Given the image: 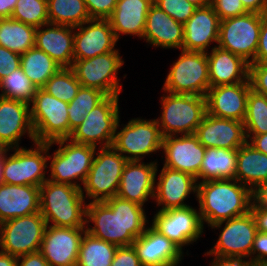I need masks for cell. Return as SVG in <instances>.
Listing matches in <instances>:
<instances>
[{"label": "cell", "mask_w": 267, "mask_h": 266, "mask_svg": "<svg viewBox=\"0 0 267 266\" xmlns=\"http://www.w3.org/2000/svg\"><path fill=\"white\" fill-rule=\"evenodd\" d=\"M157 163V161L147 164L142 161H127L116 196L144 207L148 198H154Z\"/></svg>", "instance_id": "20"}, {"label": "cell", "mask_w": 267, "mask_h": 266, "mask_svg": "<svg viewBox=\"0 0 267 266\" xmlns=\"http://www.w3.org/2000/svg\"><path fill=\"white\" fill-rule=\"evenodd\" d=\"M111 266H142L133 245L118 247Z\"/></svg>", "instance_id": "48"}, {"label": "cell", "mask_w": 267, "mask_h": 266, "mask_svg": "<svg viewBox=\"0 0 267 266\" xmlns=\"http://www.w3.org/2000/svg\"><path fill=\"white\" fill-rule=\"evenodd\" d=\"M247 142L256 150L267 155V133L259 135H246Z\"/></svg>", "instance_id": "54"}, {"label": "cell", "mask_w": 267, "mask_h": 266, "mask_svg": "<svg viewBox=\"0 0 267 266\" xmlns=\"http://www.w3.org/2000/svg\"><path fill=\"white\" fill-rule=\"evenodd\" d=\"M50 24L77 27L90 20L84 0H47Z\"/></svg>", "instance_id": "36"}, {"label": "cell", "mask_w": 267, "mask_h": 266, "mask_svg": "<svg viewBox=\"0 0 267 266\" xmlns=\"http://www.w3.org/2000/svg\"><path fill=\"white\" fill-rule=\"evenodd\" d=\"M21 55L0 46V81L20 67Z\"/></svg>", "instance_id": "47"}, {"label": "cell", "mask_w": 267, "mask_h": 266, "mask_svg": "<svg viewBox=\"0 0 267 266\" xmlns=\"http://www.w3.org/2000/svg\"><path fill=\"white\" fill-rule=\"evenodd\" d=\"M220 18L211 5L197 8L184 23L182 50L208 52L211 43L219 40Z\"/></svg>", "instance_id": "26"}, {"label": "cell", "mask_w": 267, "mask_h": 266, "mask_svg": "<svg viewBox=\"0 0 267 266\" xmlns=\"http://www.w3.org/2000/svg\"><path fill=\"white\" fill-rule=\"evenodd\" d=\"M20 66L37 88H42L47 80L61 68L47 53L36 47L21 54Z\"/></svg>", "instance_id": "35"}, {"label": "cell", "mask_w": 267, "mask_h": 266, "mask_svg": "<svg viewBox=\"0 0 267 266\" xmlns=\"http://www.w3.org/2000/svg\"><path fill=\"white\" fill-rule=\"evenodd\" d=\"M37 87L25 75L21 66L0 81V97L30 104Z\"/></svg>", "instance_id": "40"}, {"label": "cell", "mask_w": 267, "mask_h": 266, "mask_svg": "<svg viewBox=\"0 0 267 266\" xmlns=\"http://www.w3.org/2000/svg\"><path fill=\"white\" fill-rule=\"evenodd\" d=\"M17 261L18 266H50L40 251L21 255Z\"/></svg>", "instance_id": "53"}, {"label": "cell", "mask_w": 267, "mask_h": 266, "mask_svg": "<svg viewBox=\"0 0 267 266\" xmlns=\"http://www.w3.org/2000/svg\"><path fill=\"white\" fill-rule=\"evenodd\" d=\"M4 154H5V148L0 147V185L3 184L2 166H3Z\"/></svg>", "instance_id": "60"}, {"label": "cell", "mask_w": 267, "mask_h": 266, "mask_svg": "<svg viewBox=\"0 0 267 266\" xmlns=\"http://www.w3.org/2000/svg\"><path fill=\"white\" fill-rule=\"evenodd\" d=\"M36 30L12 18L0 19V46L21 55L35 47Z\"/></svg>", "instance_id": "34"}, {"label": "cell", "mask_w": 267, "mask_h": 266, "mask_svg": "<svg viewBox=\"0 0 267 266\" xmlns=\"http://www.w3.org/2000/svg\"><path fill=\"white\" fill-rule=\"evenodd\" d=\"M210 87L250 82L249 63L217 45L207 52Z\"/></svg>", "instance_id": "29"}, {"label": "cell", "mask_w": 267, "mask_h": 266, "mask_svg": "<svg viewBox=\"0 0 267 266\" xmlns=\"http://www.w3.org/2000/svg\"><path fill=\"white\" fill-rule=\"evenodd\" d=\"M118 246L85 232L79 248L76 266H111Z\"/></svg>", "instance_id": "37"}, {"label": "cell", "mask_w": 267, "mask_h": 266, "mask_svg": "<svg viewBox=\"0 0 267 266\" xmlns=\"http://www.w3.org/2000/svg\"><path fill=\"white\" fill-rule=\"evenodd\" d=\"M119 96H107L94 107L70 137L72 142L100 148L111 147L119 121Z\"/></svg>", "instance_id": "11"}, {"label": "cell", "mask_w": 267, "mask_h": 266, "mask_svg": "<svg viewBox=\"0 0 267 266\" xmlns=\"http://www.w3.org/2000/svg\"><path fill=\"white\" fill-rule=\"evenodd\" d=\"M119 123L120 119L112 147L127 161H141L143 156L162 150L163 136L156 119L133 118L117 131Z\"/></svg>", "instance_id": "10"}, {"label": "cell", "mask_w": 267, "mask_h": 266, "mask_svg": "<svg viewBox=\"0 0 267 266\" xmlns=\"http://www.w3.org/2000/svg\"><path fill=\"white\" fill-rule=\"evenodd\" d=\"M235 179L253 193L267 183V155L256 150L248 142L237 149Z\"/></svg>", "instance_id": "32"}, {"label": "cell", "mask_w": 267, "mask_h": 266, "mask_svg": "<svg viewBox=\"0 0 267 266\" xmlns=\"http://www.w3.org/2000/svg\"><path fill=\"white\" fill-rule=\"evenodd\" d=\"M236 167L237 149L206 148L196 180L235 179Z\"/></svg>", "instance_id": "33"}, {"label": "cell", "mask_w": 267, "mask_h": 266, "mask_svg": "<svg viewBox=\"0 0 267 266\" xmlns=\"http://www.w3.org/2000/svg\"><path fill=\"white\" fill-rule=\"evenodd\" d=\"M248 12L264 14L267 12V0H241Z\"/></svg>", "instance_id": "55"}, {"label": "cell", "mask_w": 267, "mask_h": 266, "mask_svg": "<svg viewBox=\"0 0 267 266\" xmlns=\"http://www.w3.org/2000/svg\"><path fill=\"white\" fill-rule=\"evenodd\" d=\"M204 255L214 256V259L211 261L210 266H256L249 259L245 260L242 257H225V256H216L208 255L206 252Z\"/></svg>", "instance_id": "51"}, {"label": "cell", "mask_w": 267, "mask_h": 266, "mask_svg": "<svg viewBox=\"0 0 267 266\" xmlns=\"http://www.w3.org/2000/svg\"><path fill=\"white\" fill-rule=\"evenodd\" d=\"M162 114L156 119L163 137L195 134L207 113L206 97L164 92Z\"/></svg>", "instance_id": "4"}, {"label": "cell", "mask_w": 267, "mask_h": 266, "mask_svg": "<svg viewBox=\"0 0 267 266\" xmlns=\"http://www.w3.org/2000/svg\"><path fill=\"white\" fill-rule=\"evenodd\" d=\"M106 97L107 95L98 89L80 87L78 94L68 103L70 135L85 120V116Z\"/></svg>", "instance_id": "38"}, {"label": "cell", "mask_w": 267, "mask_h": 266, "mask_svg": "<svg viewBox=\"0 0 267 266\" xmlns=\"http://www.w3.org/2000/svg\"><path fill=\"white\" fill-rule=\"evenodd\" d=\"M249 80L255 92L267 96V62L250 63Z\"/></svg>", "instance_id": "45"}, {"label": "cell", "mask_w": 267, "mask_h": 266, "mask_svg": "<svg viewBox=\"0 0 267 266\" xmlns=\"http://www.w3.org/2000/svg\"><path fill=\"white\" fill-rule=\"evenodd\" d=\"M86 227L66 228L47 225L40 252L50 266H76Z\"/></svg>", "instance_id": "17"}, {"label": "cell", "mask_w": 267, "mask_h": 266, "mask_svg": "<svg viewBox=\"0 0 267 266\" xmlns=\"http://www.w3.org/2000/svg\"><path fill=\"white\" fill-rule=\"evenodd\" d=\"M251 261L260 266L267 264V233L258 231L251 250Z\"/></svg>", "instance_id": "49"}, {"label": "cell", "mask_w": 267, "mask_h": 266, "mask_svg": "<svg viewBox=\"0 0 267 266\" xmlns=\"http://www.w3.org/2000/svg\"><path fill=\"white\" fill-rule=\"evenodd\" d=\"M250 211L254 216L257 231L267 233V208L261 206L255 199H253Z\"/></svg>", "instance_id": "52"}, {"label": "cell", "mask_w": 267, "mask_h": 266, "mask_svg": "<svg viewBox=\"0 0 267 266\" xmlns=\"http://www.w3.org/2000/svg\"><path fill=\"white\" fill-rule=\"evenodd\" d=\"M152 4L153 0H118L108 18L116 39L122 34L143 39L146 17Z\"/></svg>", "instance_id": "31"}, {"label": "cell", "mask_w": 267, "mask_h": 266, "mask_svg": "<svg viewBox=\"0 0 267 266\" xmlns=\"http://www.w3.org/2000/svg\"><path fill=\"white\" fill-rule=\"evenodd\" d=\"M73 43L74 27L48 23L36 30L35 47L61 67H71L74 62Z\"/></svg>", "instance_id": "28"}, {"label": "cell", "mask_w": 267, "mask_h": 266, "mask_svg": "<svg viewBox=\"0 0 267 266\" xmlns=\"http://www.w3.org/2000/svg\"><path fill=\"white\" fill-rule=\"evenodd\" d=\"M251 89L250 82L210 87L206 95L207 113L218 118L243 122Z\"/></svg>", "instance_id": "23"}, {"label": "cell", "mask_w": 267, "mask_h": 266, "mask_svg": "<svg viewBox=\"0 0 267 266\" xmlns=\"http://www.w3.org/2000/svg\"><path fill=\"white\" fill-rule=\"evenodd\" d=\"M35 148L20 146L10 149L5 148L3 156L2 176L3 183L13 185H32L40 187L48 177V143H34ZM34 148V149H33ZM8 156V157H7Z\"/></svg>", "instance_id": "9"}, {"label": "cell", "mask_w": 267, "mask_h": 266, "mask_svg": "<svg viewBox=\"0 0 267 266\" xmlns=\"http://www.w3.org/2000/svg\"><path fill=\"white\" fill-rule=\"evenodd\" d=\"M91 19H108L118 0H84Z\"/></svg>", "instance_id": "46"}, {"label": "cell", "mask_w": 267, "mask_h": 266, "mask_svg": "<svg viewBox=\"0 0 267 266\" xmlns=\"http://www.w3.org/2000/svg\"><path fill=\"white\" fill-rule=\"evenodd\" d=\"M46 227L41 212L0 223V251L16 257L40 251Z\"/></svg>", "instance_id": "14"}, {"label": "cell", "mask_w": 267, "mask_h": 266, "mask_svg": "<svg viewBox=\"0 0 267 266\" xmlns=\"http://www.w3.org/2000/svg\"><path fill=\"white\" fill-rule=\"evenodd\" d=\"M119 51L117 49L93 58L75 60L70 68L83 87L98 89L107 96H119L122 84L117 75L124 64Z\"/></svg>", "instance_id": "13"}, {"label": "cell", "mask_w": 267, "mask_h": 266, "mask_svg": "<svg viewBox=\"0 0 267 266\" xmlns=\"http://www.w3.org/2000/svg\"><path fill=\"white\" fill-rule=\"evenodd\" d=\"M162 151L165 155L163 166L189 173L195 178L199 176L206 148L195 134L163 137Z\"/></svg>", "instance_id": "19"}, {"label": "cell", "mask_w": 267, "mask_h": 266, "mask_svg": "<svg viewBox=\"0 0 267 266\" xmlns=\"http://www.w3.org/2000/svg\"><path fill=\"white\" fill-rule=\"evenodd\" d=\"M196 200L201 221L213 224L247 214L254 193L236 179L198 182Z\"/></svg>", "instance_id": "2"}, {"label": "cell", "mask_w": 267, "mask_h": 266, "mask_svg": "<svg viewBox=\"0 0 267 266\" xmlns=\"http://www.w3.org/2000/svg\"><path fill=\"white\" fill-rule=\"evenodd\" d=\"M98 149L81 189L84 198H89L90 202H103L117 195L127 162L112 146Z\"/></svg>", "instance_id": "7"}, {"label": "cell", "mask_w": 267, "mask_h": 266, "mask_svg": "<svg viewBox=\"0 0 267 266\" xmlns=\"http://www.w3.org/2000/svg\"><path fill=\"white\" fill-rule=\"evenodd\" d=\"M28 134L36 143L30 119V104L0 97V147L19 148L21 137Z\"/></svg>", "instance_id": "21"}, {"label": "cell", "mask_w": 267, "mask_h": 266, "mask_svg": "<svg viewBox=\"0 0 267 266\" xmlns=\"http://www.w3.org/2000/svg\"><path fill=\"white\" fill-rule=\"evenodd\" d=\"M254 199L263 207L267 208V183L263 184L254 192Z\"/></svg>", "instance_id": "57"}, {"label": "cell", "mask_w": 267, "mask_h": 266, "mask_svg": "<svg viewBox=\"0 0 267 266\" xmlns=\"http://www.w3.org/2000/svg\"><path fill=\"white\" fill-rule=\"evenodd\" d=\"M150 225L182 251L184 246L196 242L204 233L199 211L192 206L158 211Z\"/></svg>", "instance_id": "16"}, {"label": "cell", "mask_w": 267, "mask_h": 266, "mask_svg": "<svg viewBox=\"0 0 267 266\" xmlns=\"http://www.w3.org/2000/svg\"><path fill=\"white\" fill-rule=\"evenodd\" d=\"M146 222L143 206L117 196L86 206V232L118 247L131 246L146 230Z\"/></svg>", "instance_id": "1"}, {"label": "cell", "mask_w": 267, "mask_h": 266, "mask_svg": "<svg viewBox=\"0 0 267 266\" xmlns=\"http://www.w3.org/2000/svg\"><path fill=\"white\" fill-rule=\"evenodd\" d=\"M210 227L222 230L217 242L207 252L208 255L242 257L251 261V250L255 235L258 232L251 211L245 215L218 222Z\"/></svg>", "instance_id": "15"}, {"label": "cell", "mask_w": 267, "mask_h": 266, "mask_svg": "<svg viewBox=\"0 0 267 266\" xmlns=\"http://www.w3.org/2000/svg\"><path fill=\"white\" fill-rule=\"evenodd\" d=\"M40 212V189L32 185H0V223Z\"/></svg>", "instance_id": "30"}, {"label": "cell", "mask_w": 267, "mask_h": 266, "mask_svg": "<svg viewBox=\"0 0 267 266\" xmlns=\"http://www.w3.org/2000/svg\"><path fill=\"white\" fill-rule=\"evenodd\" d=\"M161 10L179 23H186L197 9L188 0H153Z\"/></svg>", "instance_id": "43"}, {"label": "cell", "mask_w": 267, "mask_h": 266, "mask_svg": "<svg viewBox=\"0 0 267 266\" xmlns=\"http://www.w3.org/2000/svg\"><path fill=\"white\" fill-rule=\"evenodd\" d=\"M188 1L197 8H202L211 5V0H188Z\"/></svg>", "instance_id": "59"}, {"label": "cell", "mask_w": 267, "mask_h": 266, "mask_svg": "<svg viewBox=\"0 0 267 266\" xmlns=\"http://www.w3.org/2000/svg\"><path fill=\"white\" fill-rule=\"evenodd\" d=\"M205 148L238 149L246 142L243 122L218 118L206 113L195 132Z\"/></svg>", "instance_id": "24"}, {"label": "cell", "mask_w": 267, "mask_h": 266, "mask_svg": "<svg viewBox=\"0 0 267 266\" xmlns=\"http://www.w3.org/2000/svg\"><path fill=\"white\" fill-rule=\"evenodd\" d=\"M82 85L70 67H61L42 87L47 93L66 103L71 102Z\"/></svg>", "instance_id": "41"}, {"label": "cell", "mask_w": 267, "mask_h": 266, "mask_svg": "<svg viewBox=\"0 0 267 266\" xmlns=\"http://www.w3.org/2000/svg\"><path fill=\"white\" fill-rule=\"evenodd\" d=\"M18 0H0V19L11 18Z\"/></svg>", "instance_id": "56"}, {"label": "cell", "mask_w": 267, "mask_h": 266, "mask_svg": "<svg viewBox=\"0 0 267 266\" xmlns=\"http://www.w3.org/2000/svg\"><path fill=\"white\" fill-rule=\"evenodd\" d=\"M39 189L40 212L47 225L86 227L87 201L80 188L46 180Z\"/></svg>", "instance_id": "3"}, {"label": "cell", "mask_w": 267, "mask_h": 266, "mask_svg": "<svg viewBox=\"0 0 267 266\" xmlns=\"http://www.w3.org/2000/svg\"><path fill=\"white\" fill-rule=\"evenodd\" d=\"M143 40L155 47L182 50L184 25L153 3L146 17Z\"/></svg>", "instance_id": "27"}, {"label": "cell", "mask_w": 267, "mask_h": 266, "mask_svg": "<svg viewBox=\"0 0 267 266\" xmlns=\"http://www.w3.org/2000/svg\"><path fill=\"white\" fill-rule=\"evenodd\" d=\"M170 67L162 91L206 97L210 88L207 53L181 50Z\"/></svg>", "instance_id": "8"}, {"label": "cell", "mask_w": 267, "mask_h": 266, "mask_svg": "<svg viewBox=\"0 0 267 266\" xmlns=\"http://www.w3.org/2000/svg\"><path fill=\"white\" fill-rule=\"evenodd\" d=\"M117 42L108 19H90L74 27V61L116 51Z\"/></svg>", "instance_id": "18"}, {"label": "cell", "mask_w": 267, "mask_h": 266, "mask_svg": "<svg viewBox=\"0 0 267 266\" xmlns=\"http://www.w3.org/2000/svg\"><path fill=\"white\" fill-rule=\"evenodd\" d=\"M267 62V12L262 14V25L259 33V43L255 55V63Z\"/></svg>", "instance_id": "50"}, {"label": "cell", "mask_w": 267, "mask_h": 266, "mask_svg": "<svg viewBox=\"0 0 267 266\" xmlns=\"http://www.w3.org/2000/svg\"><path fill=\"white\" fill-rule=\"evenodd\" d=\"M53 144H57L59 148L51 156L49 150ZM97 149L90 145L72 142L68 138L48 143V161L52 160L48 164L51 171L48 180L82 189L79 183L83 185Z\"/></svg>", "instance_id": "5"}, {"label": "cell", "mask_w": 267, "mask_h": 266, "mask_svg": "<svg viewBox=\"0 0 267 266\" xmlns=\"http://www.w3.org/2000/svg\"><path fill=\"white\" fill-rule=\"evenodd\" d=\"M0 266H18L17 257L0 251Z\"/></svg>", "instance_id": "58"}, {"label": "cell", "mask_w": 267, "mask_h": 266, "mask_svg": "<svg viewBox=\"0 0 267 266\" xmlns=\"http://www.w3.org/2000/svg\"><path fill=\"white\" fill-rule=\"evenodd\" d=\"M261 25L262 14L254 12L223 19L217 46L242 57L249 64L255 63Z\"/></svg>", "instance_id": "12"}, {"label": "cell", "mask_w": 267, "mask_h": 266, "mask_svg": "<svg viewBox=\"0 0 267 266\" xmlns=\"http://www.w3.org/2000/svg\"><path fill=\"white\" fill-rule=\"evenodd\" d=\"M132 245L142 266H178L182 262L183 251L152 226H148Z\"/></svg>", "instance_id": "25"}, {"label": "cell", "mask_w": 267, "mask_h": 266, "mask_svg": "<svg viewBox=\"0 0 267 266\" xmlns=\"http://www.w3.org/2000/svg\"><path fill=\"white\" fill-rule=\"evenodd\" d=\"M11 18L35 28L48 24L47 0H18Z\"/></svg>", "instance_id": "42"}, {"label": "cell", "mask_w": 267, "mask_h": 266, "mask_svg": "<svg viewBox=\"0 0 267 266\" xmlns=\"http://www.w3.org/2000/svg\"><path fill=\"white\" fill-rule=\"evenodd\" d=\"M243 124L245 135L267 133V96L250 90Z\"/></svg>", "instance_id": "39"}, {"label": "cell", "mask_w": 267, "mask_h": 266, "mask_svg": "<svg viewBox=\"0 0 267 266\" xmlns=\"http://www.w3.org/2000/svg\"><path fill=\"white\" fill-rule=\"evenodd\" d=\"M211 6L220 20L248 13L241 0H211Z\"/></svg>", "instance_id": "44"}, {"label": "cell", "mask_w": 267, "mask_h": 266, "mask_svg": "<svg viewBox=\"0 0 267 266\" xmlns=\"http://www.w3.org/2000/svg\"><path fill=\"white\" fill-rule=\"evenodd\" d=\"M30 106L36 143H51L70 137L68 103L37 88Z\"/></svg>", "instance_id": "6"}, {"label": "cell", "mask_w": 267, "mask_h": 266, "mask_svg": "<svg viewBox=\"0 0 267 266\" xmlns=\"http://www.w3.org/2000/svg\"><path fill=\"white\" fill-rule=\"evenodd\" d=\"M158 178L152 199L162 207L157 211L190 206L184 201L192 192L197 194L198 182L194 176L163 166Z\"/></svg>", "instance_id": "22"}]
</instances>
